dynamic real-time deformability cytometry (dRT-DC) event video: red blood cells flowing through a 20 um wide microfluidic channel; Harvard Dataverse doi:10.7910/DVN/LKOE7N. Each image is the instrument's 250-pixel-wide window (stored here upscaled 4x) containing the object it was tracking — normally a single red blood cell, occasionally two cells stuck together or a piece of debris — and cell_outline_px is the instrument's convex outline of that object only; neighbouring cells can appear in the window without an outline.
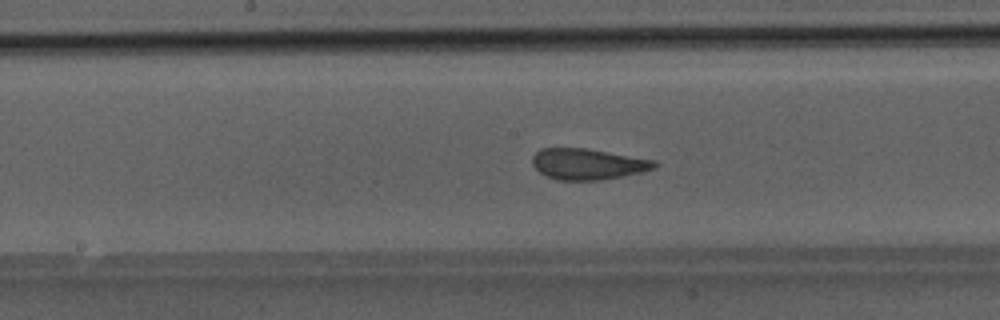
{"species": "Egyptian fruit bat (a non-hibernating species)", "species_latin": "Rousettus aegyptiacus", "temperature_condition": "room temperature", "stored_images_in_passage": 40, "camera_frame_rate_fps": 3000, "um_per_image_px": 0.085, "animal": {"sex": "male"}, "frame": {"image": 1, "passage_image": 16, "time_ms": 5.0, "image_size_px": [1000, 320], "cell_outline_px": [[660, 164], [656, 168], [640, 172], [600, 180], [556, 180], [540, 172], [532, 164], [532, 156], [540, 148], [588, 148], [656, 160]], "centroid_in_image_um": [49.98, 13.93], "position_along_channel_um": 198.2, "area_um2": 22.14}}
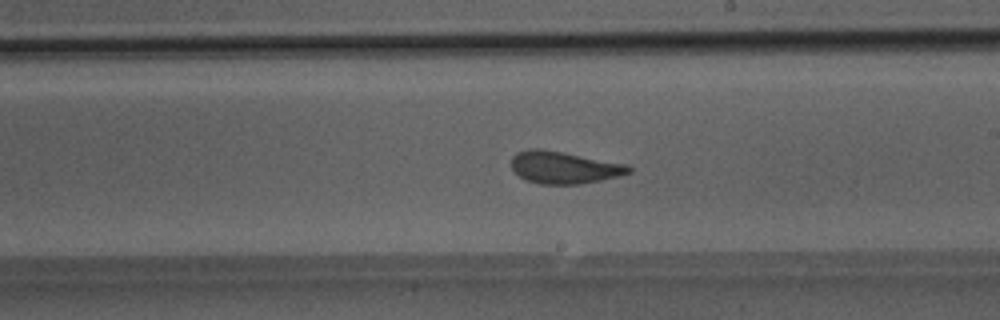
{"frame": {"image": 2, "passage_image": 19, "time_ms": 6.0, "image_size_px": [1000, 320], "cell_outline_px": [[632, 172], [620, 176], [580, 184], [540, 184], [528, 180], [520, 176], [512, 168], [512, 156], [516, 152], [528, 148], [540, 148], [564, 152], [628, 164], [632, 168]], "centroid_in_image_um": [47.97, 14.22], "position_along_channel_um": 241.0, "area_um2": 22.14}}
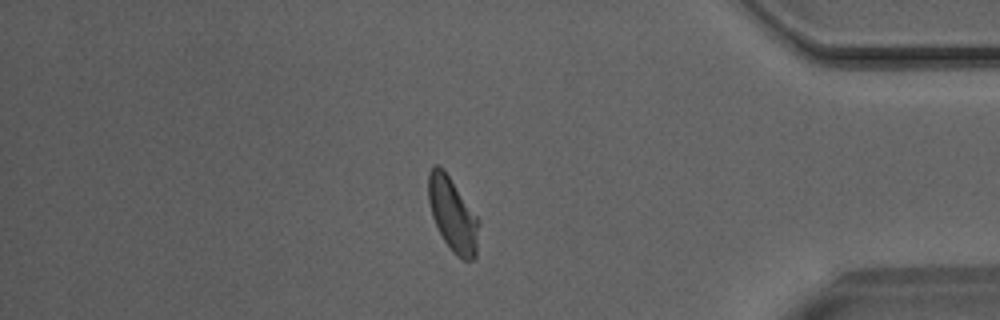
{"frame": {"image": 3, "passage_image": 32, "time_ms": 10.333, "image_size_px": [1000, 320], "cell_outline_px": [[480, 224], [476, 256], [472, 260], [464, 260], [456, 256], [452, 252], [444, 240], [432, 216], [428, 200], [428, 172], [436, 164], [444, 168], [480, 220]], "centroid_in_image_um": [38.5, 18.23], "position_along_channel_um": 396.7, "area_um2": 21.91}}